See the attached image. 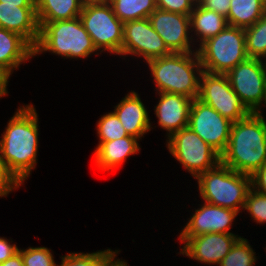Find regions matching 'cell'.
Masks as SVG:
<instances>
[{"instance_id": "obj_1", "label": "cell", "mask_w": 266, "mask_h": 266, "mask_svg": "<svg viewBox=\"0 0 266 266\" xmlns=\"http://www.w3.org/2000/svg\"><path fill=\"white\" fill-rule=\"evenodd\" d=\"M38 114L33 104L19 106L0 139V159L6 171L22 187L37 165Z\"/></svg>"}, {"instance_id": "obj_2", "label": "cell", "mask_w": 266, "mask_h": 266, "mask_svg": "<svg viewBox=\"0 0 266 266\" xmlns=\"http://www.w3.org/2000/svg\"><path fill=\"white\" fill-rule=\"evenodd\" d=\"M221 163L230 169L252 175L266 163V127L263 113H250L232 123L229 142Z\"/></svg>"}, {"instance_id": "obj_3", "label": "cell", "mask_w": 266, "mask_h": 266, "mask_svg": "<svg viewBox=\"0 0 266 266\" xmlns=\"http://www.w3.org/2000/svg\"><path fill=\"white\" fill-rule=\"evenodd\" d=\"M156 93L180 94L191 99L199 96L203 71L197 51L174 53L147 61Z\"/></svg>"}, {"instance_id": "obj_4", "label": "cell", "mask_w": 266, "mask_h": 266, "mask_svg": "<svg viewBox=\"0 0 266 266\" xmlns=\"http://www.w3.org/2000/svg\"><path fill=\"white\" fill-rule=\"evenodd\" d=\"M38 24L39 39L34 47V57L44 52L78 60L99 55L79 17Z\"/></svg>"}, {"instance_id": "obj_5", "label": "cell", "mask_w": 266, "mask_h": 266, "mask_svg": "<svg viewBox=\"0 0 266 266\" xmlns=\"http://www.w3.org/2000/svg\"><path fill=\"white\" fill-rule=\"evenodd\" d=\"M195 180L204 202L239 213L244 209L247 194L252 188L250 175L236 172L221 162Z\"/></svg>"}, {"instance_id": "obj_6", "label": "cell", "mask_w": 266, "mask_h": 266, "mask_svg": "<svg viewBox=\"0 0 266 266\" xmlns=\"http://www.w3.org/2000/svg\"><path fill=\"white\" fill-rule=\"evenodd\" d=\"M197 53L204 71L226 74L249 58L246 52L245 31L228 25L216 36L203 42L197 48Z\"/></svg>"}, {"instance_id": "obj_7", "label": "cell", "mask_w": 266, "mask_h": 266, "mask_svg": "<svg viewBox=\"0 0 266 266\" xmlns=\"http://www.w3.org/2000/svg\"><path fill=\"white\" fill-rule=\"evenodd\" d=\"M166 142L169 153L194 179L221 162V155L189 127L174 132Z\"/></svg>"}, {"instance_id": "obj_8", "label": "cell", "mask_w": 266, "mask_h": 266, "mask_svg": "<svg viewBox=\"0 0 266 266\" xmlns=\"http://www.w3.org/2000/svg\"><path fill=\"white\" fill-rule=\"evenodd\" d=\"M79 18L100 54L108 51L120 56L124 23L109 2L83 5Z\"/></svg>"}, {"instance_id": "obj_9", "label": "cell", "mask_w": 266, "mask_h": 266, "mask_svg": "<svg viewBox=\"0 0 266 266\" xmlns=\"http://www.w3.org/2000/svg\"><path fill=\"white\" fill-rule=\"evenodd\" d=\"M226 76L246 108L252 113H262L266 99V60L248 58Z\"/></svg>"}, {"instance_id": "obj_10", "label": "cell", "mask_w": 266, "mask_h": 266, "mask_svg": "<svg viewBox=\"0 0 266 266\" xmlns=\"http://www.w3.org/2000/svg\"><path fill=\"white\" fill-rule=\"evenodd\" d=\"M198 99L232 122L244 119L251 113L232 89L226 74L203 70Z\"/></svg>"}, {"instance_id": "obj_11", "label": "cell", "mask_w": 266, "mask_h": 266, "mask_svg": "<svg viewBox=\"0 0 266 266\" xmlns=\"http://www.w3.org/2000/svg\"><path fill=\"white\" fill-rule=\"evenodd\" d=\"M163 39L153 29L149 18L124 22L120 56L141 57L145 62L170 55Z\"/></svg>"}, {"instance_id": "obj_12", "label": "cell", "mask_w": 266, "mask_h": 266, "mask_svg": "<svg viewBox=\"0 0 266 266\" xmlns=\"http://www.w3.org/2000/svg\"><path fill=\"white\" fill-rule=\"evenodd\" d=\"M232 123L198 98L192 100L188 127L220 155L227 148Z\"/></svg>"}, {"instance_id": "obj_13", "label": "cell", "mask_w": 266, "mask_h": 266, "mask_svg": "<svg viewBox=\"0 0 266 266\" xmlns=\"http://www.w3.org/2000/svg\"><path fill=\"white\" fill-rule=\"evenodd\" d=\"M153 29L174 53L197 51L191 37L190 15L155 9L148 17ZM194 47L195 50H194Z\"/></svg>"}, {"instance_id": "obj_14", "label": "cell", "mask_w": 266, "mask_h": 266, "mask_svg": "<svg viewBox=\"0 0 266 266\" xmlns=\"http://www.w3.org/2000/svg\"><path fill=\"white\" fill-rule=\"evenodd\" d=\"M238 234L207 233L194 237H178L180 255L187 256L199 263L219 265L240 238Z\"/></svg>"}, {"instance_id": "obj_15", "label": "cell", "mask_w": 266, "mask_h": 266, "mask_svg": "<svg viewBox=\"0 0 266 266\" xmlns=\"http://www.w3.org/2000/svg\"><path fill=\"white\" fill-rule=\"evenodd\" d=\"M195 209L179 237H194L207 233L234 234L231 227L239 212L204 202Z\"/></svg>"}, {"instance_id": "obj_16", "label": "cell", "mask_w": 266, "mask_h": 266, "mask_svg": "<svg viewBox=\"0 0 266 266\" xmlns=\"http://www.w3.org/2000/svg\"><path fill=\"white\" fill-rule=\"evenodd\" d=\"M158 94L160 98L154 107V114L158 118V126L167 131L166 136L168 138L174 132L188 127L193 99L180 94L166 92Z\"/></svg>"}, {"instance_id": "obj_17", "label": "cell", "mask_w": 266, "mask_h": 266, "mask_svg": "<svg viewBox=\"0 0 266 266\" xmlns=\"http://www.w3.org/2000/svg\"><path fill=\"white\" fill-rule=\"evenodd\" d=\"M115 114L118 116L122 126L128 135L137 139H142L146 133L153 129L150 123V115L147 108L141 101L138 92L130 91L114 107Z\"/></svg>"}, {"instance_id": "obj_18", "label": "cell", "mask_w": 266, "mask_h": 266, "mask_svg": "<svg viewBox=\"0 0 266 266\" xmlns=\"http://www.w3.org/2000/svg\"><path fill=\"white\" fill-rule=\"evenodd\" d=\"M0 27L22 36L33 48L39 39L36 7L1 5Z\"/></svg>"}, {"instance_id": "obj_19", "label": "cell", "mask_w": 266, "mask_h": 266, "mask_svg": "<svg viewBox=\"0 0 266 266\" xmlns=\"http://www.w3.org/2000/svg\"><path fill=\"white\" fill-rule=\"evenodd\" d=\"M139 139L127 136L107 142H99L94 151L96 167L105 172L119 168L126 159L140 151Z\"/></svg>"}, {"instance_id": "obj_20", "label": "cell", "mask_w": 266, "mask_h": 266, "mask_svg": "<svg viewBox=\"0 0 266 266\" xmlns=\"http://www.w3.org/2000/svg\"><path fill=\"white\" fill-rule=\"evenodd\" d=\"M34 57V48L19 34L0 27V68L10 75Z\"/></svg>"}, {"instance_id": "obj_21", "label": "cell", "mask_w": 266, "mask_h": 266, "mask_svg": "<svg viewBox=\"0 0 266 266\" xmlns=\"http://www.w3.org/2000/svg\"><path fill=\"white\" fill-rule=\"evenodd\" d=\"M190 26L192 40L199 43L197 46H200L206 40L220 33L228 26V23L224 16L197 5L190 13Z\"/></svg>"}, {"instance_id": "obj_22", "label": "cell", "mask_w": 266, "mask_h": 266, "mask_svg": "<svg viewBox=\"0 0 266 266\" xmlns=\"http://www.w3.org/2000/svg\"><path fill=\"white\" fill-rule=\"evenodd\" d=\"M38 23L69 20L79 17L83 4L81 0H36Z\"/></svg>"}, {"instance_id": "obj_23", "label": "cell", "mask_w": 266, "mask_h": 266, "mask_svg": "<svg viewBox=\"0 0 266 266\" xmlns=\"http://www.w3.org/2000/svg\"><path fill=\"white\" fill-rule=\"evenodd\" d=\"M266 12V0H231L228 25L246 29L254 25Z\"/></svg>"}, {"instance_id": "obj_24", "label": "cell", "mask_w": 266, "mask_h": 266, "mask_svg": "<svg viewBox=\"0 0 266 266\" xmlns=\"http://www.w3.org/2000/svg\"><path fill=\"white\" fill-rule=\"evenodd\" d=\"M117 18L124 22L148 18L157 8L156 0H109Z\"/></svg>"}, {"instance_id": "obj_25", "label": "cell", "mask_w": 266, "mask_h": 266, "mask_svg": "<svg viewBox=\"0 0 266 266\" xmlns=\"http://www.w3.org/2000/svg\"><path fill=\"white\" fill-rule=\"evenodd\" d=\"M120 251L119 249L114 251L108 248L92 253L70 252L60 257L62 260L57 266H112L118 260L116 257Z\"/></svg>"}, {"instance_id": "obj_26", "label": "cell", "mask_w": 266, "mask_h": 266, "mask_svg": "<svg viewBox=\"0 0 266 266\" xmlns=\"http://www.w3.org/2000/svg\"><path fill=\"white\" fill-rule=\"evenodd\" d=\"M244 31L248 57L266 60V12L254 25Z\"/></svg>"}, {"instance_id": "obj_27", "label": "cell", "mask_w": 266, "mask_h": 266, "mask_svg": "<svg viewBox=\"0 0 266 266\" xmlns=\"http://www.w3.org/2000/svg\"><path fill=\"white\" fill-rule=\"evenodd\" d=\"M246 238L240 237L218 266H254L258 256Z\"/></svg>"}, {"instance_id": "obj_28", "label": "cell", "mask_w": 266, "mask_h": 266, "mask_svg": "<svg viewBox=\"0 0 266 266\" xmlns=\"http://www.w3.org/2000/svg\"><path fill=\"white\" fill-rule=\"evenodd\" d=\"M96 126L99 142H107L129 136L114 111L102 115Z\"/></svg>"}, {"instance_id": "obj_29", "label": "cell", "mask_w": 266, "mask_h": 266, "mask_svg": "<svg viewBox=\"0 0 266 266\" xmlns=\"http://www.w3.org/2000/svg\"><path fill=\"white\" fill-rule=\"evenodd\" d=\"M24 266H57L52 250L47 247H28L18 249Z\"/></svg>"}, {"instance_id": "obj_30", "label": "cell", "mask_w": 266, "mask_h": 266, "mask_svg": "<svg viewBox=\"0 0 266 266\" xmlns=\"http://www.w3.org/2000/svg\"><path fill=\"white\" fill-rule=\"evenodd\" d=\"M243 210H246L257 224L266 223V194L251 188L247 194Z\"/></svg>"}, {"instance_id": "obj_31", "label": "cell", "mask_w": 266, "mask_h": 266, "mask_svg": "<svg viewBox=\"0 0 266 266\" xmlns=\"http://www.w3.org/2000/svg\"><path fill=\"white\" fill-rule=\"evenodd\" d=\"M157 9L190 15L194 5L190 0H156Z\"/></svg>"}, {"instance_id": "obj_32", "label": "cell", "mask_w": 266, "mask_h": 266, "mask_svg": "<svg viewBox=\"0 0 266 266\" xmlns=\"http://www.w3.org/2000/svg\"><path fill=\"white\" fill-rule=\"evenodd\" d=\"M20 185L6 171L3 162L0 159V197H7L9 193L16 190Z\"/></svg>"}, {"instance_id": "obj_33", "label": "cell", "mask_w": 266, "mask_h": 266, "mask_svg": "<svg viewBox=\"0 0 266 266\" xmlns=\"http://www.w3.org/2000/svg\"><path fill=\"white\" fill-rule=\"evenodd\" d=\"M231 0H202L200 6L204 9L213 10L217 14L228 17Z\"/></svg>"}, {"instance_id": "obj_34", "label": "cell", "mask_w": 266, "mask_h": 266, "mask_svg": "<svg viewBox=\"0 0 266 266\" xmlns=\"http://www.w3.org/2000/svg\"><path fill=\"white\" fill-rule=\"evenodd\" d=\"M251 186L257 192L266 194V163L251 175Z\"/></svg>"}, {"instance_id": "obj_35", "label": "cell", "mask_w": 266, "mask_h": 266, "mask_svg": "<svg viewBox=\"0 0 266 266\" xmlns=\"http://www.w3.org/2000/svg\"><path fill=\"white\" fill-rule=\"evenodd\" d=\"M12 242V239L10 241L6 237L0 236V264L18 252V246L11 244Z\"/></svg>"}, {"instance_id": "obj_36", "label": "cell", "mask_w": 266, "mask_h": 266, "mask_svg": "<svg viewBox=\"0 0 266 266\" xmlns=\"http://www.w3.org/2000/svg\"><path fill=\"white\" fill-rule=\"evenodd\" d=\"M10 77L11 75L7 71L0 68V98L6 97L8 94L7 86L9 84L8 82H10Z\"/></svg>"}, {"instance_id": "obj_37", "label": "cell", "mask_w": 266, "mask_h": 266, "mask_svg": "<svg viewBox=\"0 0 266 266\" xmlns=\"http://www.w3.org/2000/svg\"><path fill=\"white\" fill-rule=\"evenodd\" d=\"M1 5H17L18 7H35V0H0Z\"/></svg>"}, {"instance_id": "obj_38", "label": "cell", "mask_w": 266, "mask_h": 266, "mask_svg": "<svg viewBox=\"0 0 266 266\" xmlns=\"http://www.w3.org/2000/svg\"><path fill=\"white\" fill-rule=\"evenodd\" d=\"M0 266H24L21 253L18 251L5 262L1 263Z\"/></svg>"}, {"instance_id": "obj_39", "label": "cell", "mask_w": 266, "mask_h": 266, "mask_svg": "<svg viewBox=\"0 0 266 266\" xmlns=\"http://www.w3.org/2000/svg\"><path fill=\"white\" fill-rule=\"evenodd\" d=\"M83 5L96 4V3H107L109 0H81Z\"/></svg>"}, {"instance_id": "obj_40", "label": "cell", "mask_w": 266, "mask_h": 266, "mask_svg": "<svg viewBox=\"0 0 266 266\" xmlns=\"http://www.w3.org/2000/svg\"><path fill=\"white\" fill-rule=\"evenodd\" d=\"M112 266H128V263L125 260L118 259Z\"/></svg>"}, {"instance_id": "obj_41", "label": "cell", "mask_w": 266, "mask_h": 266, "mask_svg": "<svg viewBox=\"0 0 266 266\" xmlns=\"http://www.w3.org/2000/svg\"><path fill=\"white\" fill-rule=\"evenodd\" d=\"M194 6L200 5L202 0H190Z\"/></svg>"}]
</instances>
